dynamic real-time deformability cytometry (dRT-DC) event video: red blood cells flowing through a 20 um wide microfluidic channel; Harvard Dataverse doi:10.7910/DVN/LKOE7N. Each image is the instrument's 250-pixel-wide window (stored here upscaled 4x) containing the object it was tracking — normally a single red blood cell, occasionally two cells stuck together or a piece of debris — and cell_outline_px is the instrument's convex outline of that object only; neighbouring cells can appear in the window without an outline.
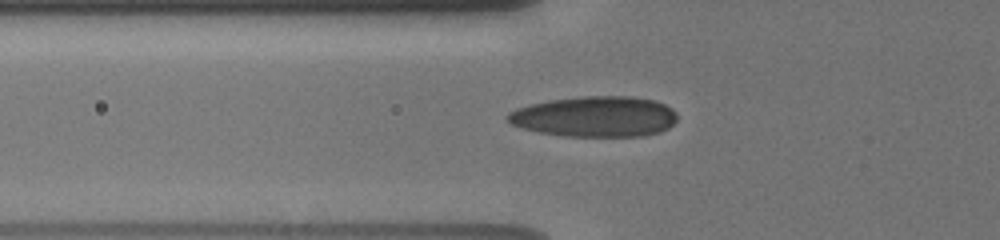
{"species": "human", "species_latin": "Homo sapiens", "temperature_condition": "cold", "stored_images_in_passage": 18, "camera_frame_rate_fps": 3000, "um_per_image_px": 0.085, "donor": {"sex": "male"}, "frame": {"image": 1, "passage_image": 3, "time_ms": 0.333, "image_size_px": [1000, 240], "cell_outline_px": [[676, 120], [668, 128], [660, 132], [640, 136], [564, 136], [540, 132], [524, 128], [512, 124], [504, 116], [508, 112], [516, 108], [528, 104], [548, 100], [580, 96], [632, 96], [656, 100], [672, 108], [676, 112]], "centroid_in_image_um": [50.56, 9.89], "position_along_channel_um": 75.2, "area_um2": 40.34}}
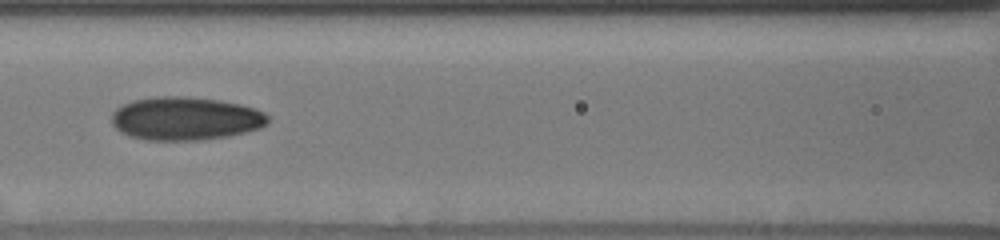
{"frame": {"image": 2, "passage_image": 8, "time_ms": 2.333, "image_size_px": [1000, 240], "cell_outline_px": [[268, 120], [260, 128], [228, 136], [200, 140], [144, 140], [128, 136], [120, 132], [112, 124], [112, 112], [116, 108], [124, 104], [136, 100], [156, 96], [180, 96], [220, 100], [240, 104], [264, 112], [268, 116]], "centroid_in_image_um": [15.72, 10.08], "position_along_channel_um": 150.9, "area_um2": 39.3}}
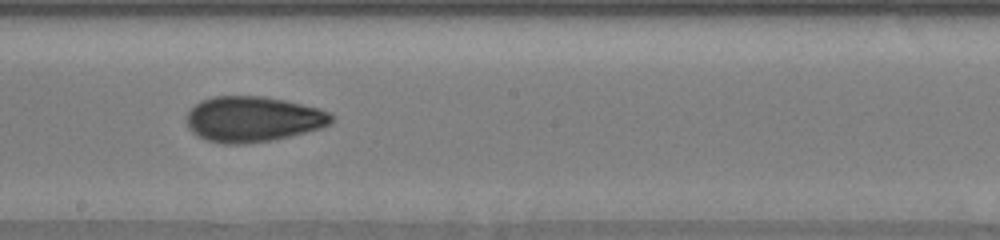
{"frame": {"image": 3, "passage_image": 15, "time_ms": 4.333, "image_size_px": [1000, 240], "cell_outline_px": [[336, 116], [328, 124], [320, 128], [272, 140], [240, 144], [224, 144], [208, 140], [196, 136], [188, 128], [188, 112], [200, 100], [216, 96], [264, 96], [284, 100], [320, 108]], "centroid_in_image_um": [21.49, 10.12], "position_along_channel_um": 226.7, "area_um2": 38.21}}